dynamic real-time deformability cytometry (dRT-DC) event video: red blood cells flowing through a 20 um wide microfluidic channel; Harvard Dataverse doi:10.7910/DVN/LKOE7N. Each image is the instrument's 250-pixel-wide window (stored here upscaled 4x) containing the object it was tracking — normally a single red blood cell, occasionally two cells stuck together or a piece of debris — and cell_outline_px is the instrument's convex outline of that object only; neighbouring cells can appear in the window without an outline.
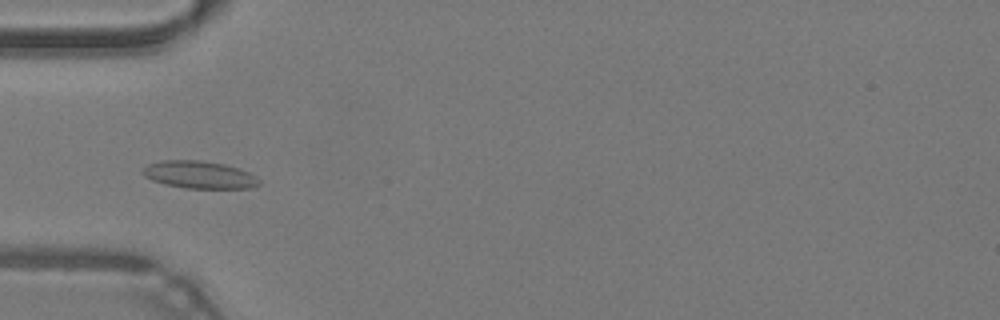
{"species": "common noctule bat (a hibernating species)", "species_latin": "Nyctalus noctula", "temperature_condition": "warm", "stored_images_in_passage": 47, "camera_frame_rate_fps": 3000, "um_per_image_px": 0.085, "animal": {"sex": "male", "body_mass_g": 19.2, "forearm_length_mm": 51.8}, "frame": {"image": 1, "passage_image": 15, "time_ms": 4.667, "image_size_px": [1000, 320], "cell_outline_px": [[260, 184], [252, 188], [188, 188], [164, 184], [152, 180], [144, 176], [140, 172], [148, 164], [160, 160], [200, 160], [224, 164], [240, 168], [256, 176], [260, 180]], "centroid_in_image_um": [16.94, 14.85], "position_along_channel_um": 68.1, "area_um2": 18.73}}
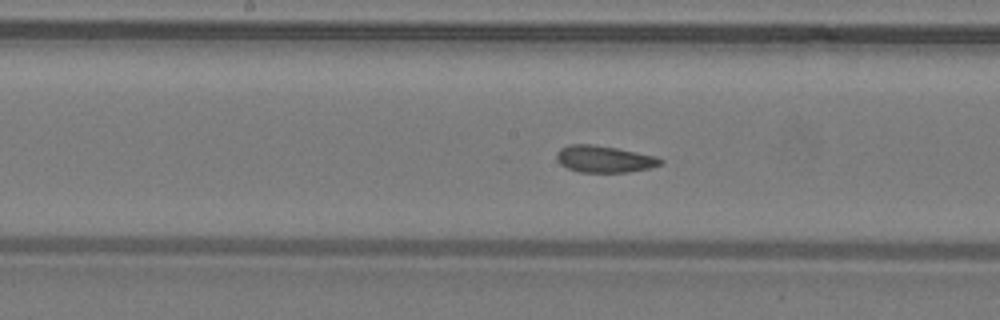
{"frame": {"image": 2, "passage_image": 24, "time_ms": 7.667, "image_size_px": [1000, 320], "cell_outline_px": [[664, 160], [660, 164], [648, 168], [628, 172], [580, 172], [568, 168], [560, 164], [556, 160], [556, 152], [560, 148], [568, 144], [592, 144], [616, 148], [656, 156]], "centroid_in_image_um": [51.31, 13.51], "position_along_channel_um": 196.9, "area_um2": 16.18}}
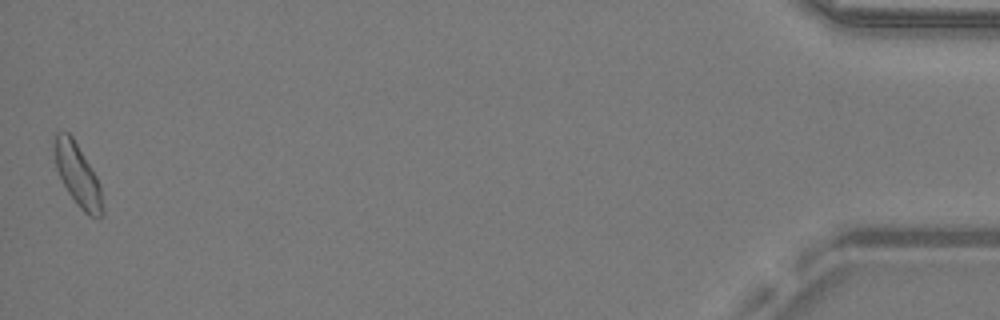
{"frame": {"image": 3, "passage_image": 47, "time_ms": 15.333, "image_size_px": [1000, 320], "cell_outline_px": [[104, 216], [100, 220], [88, 216], [76, 204], [68, 192], [56, 168], [56, 132], [68, 132], [72, 136], [96, 176], [100, 184], [104, 208]], "centroid_in_image_um": [6.68, 15.0], "position_along_channel_um": 428.5, "area_um2": 17.22}, "authors_computed_cell_mechanics": {"area_um2": 16.5308, "velocity_mm_per_s": 4.2764, "shape_relaxation_time_tau1_ms": 9.6282, "shape_relaxation_time_tau2_ms": 2.1828, "deformation_change_tau1": 0.1715, "deformation_change_tau2": 0.0871}}